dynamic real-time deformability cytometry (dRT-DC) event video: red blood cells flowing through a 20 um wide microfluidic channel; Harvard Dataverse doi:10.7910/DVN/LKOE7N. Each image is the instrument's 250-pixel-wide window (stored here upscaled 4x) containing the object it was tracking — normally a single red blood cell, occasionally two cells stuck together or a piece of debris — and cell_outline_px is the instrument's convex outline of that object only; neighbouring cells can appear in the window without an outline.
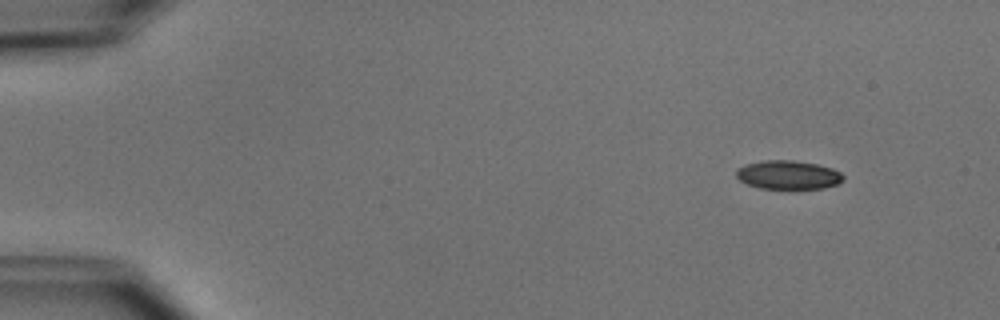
{"species": "common noctule bat (a hibernating species)", "species_latin": "Nyctalus noctula", "temperature_condition": "cold", "stored_images_in_passage": 4, "camera_frame_rate_fps": 3000, "um_per_image_px": 0.085, "animal": {"sex": "male", "body_mass_g": 15.6}, "frame": {"image": 1, "passage_image": 1, "time_ms": 0.0, "image_size_px": [1000, 320], "cell_outline_px": [[844, 180], [836, 184], [824, 188], [760, 188], [748, 184], [740, 180], [736, 176], [736, 168], [744, 164], [764, 160], [792, 160], [816, 164], [832, 168], [840, 172], [844, 176]], "centroid_in_image_um": [66.98, 14.85], "position_along_channel_um": 18.0, "area_um2": 17.86}}
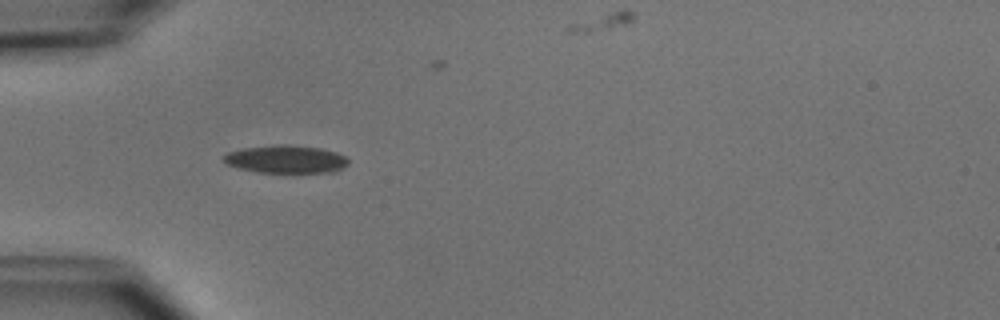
{"frame": {"image": 2, "passage_image": 4, "time_ms": 3.667, "image_size_px": [1000, 320], "cell_outline_px": [[348, 164], [344, 168], [336, 172], [256, 172], [236, 168], [228, 164], [220, 156], [228, 152], [244, 148], [276, 144], [320, 148], [336, 152], [344, 156], [348, 160]], "centroid_in_image_um": [24.29, 13.54], "position_along_channel_um": 60.7, "area_um2": 20.23}}